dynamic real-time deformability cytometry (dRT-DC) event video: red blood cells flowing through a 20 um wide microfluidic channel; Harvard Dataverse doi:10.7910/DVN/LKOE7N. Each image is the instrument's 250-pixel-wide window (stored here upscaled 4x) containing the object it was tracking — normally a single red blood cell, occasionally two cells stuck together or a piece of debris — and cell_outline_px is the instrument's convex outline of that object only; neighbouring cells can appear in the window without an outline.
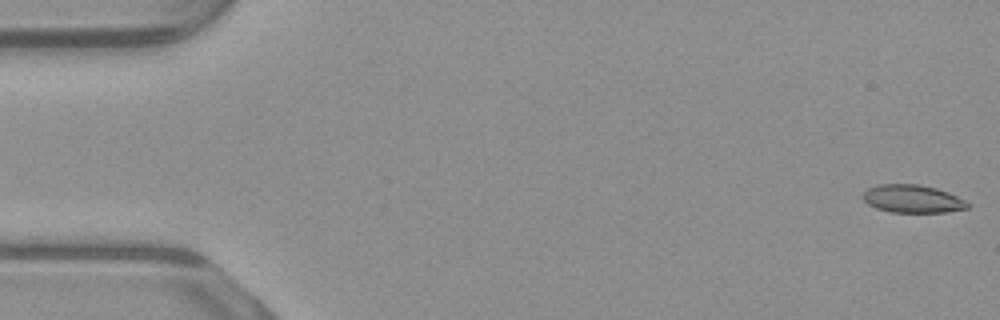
{"species": "common noctule bat (a hibernating species)", "species_latin": "Nyctalus noctula", "temperature_condition": "warm", "stored_images_in_passage": 54, "segment_of_instrument_passage": [1, 2], "camera_frame_rate_fps": 3000, "um_per_image_px": 0.085, "animal": {"sex": "male", "body_mass_g": 23.1, "forearm_length_mm": 52.7}, "frame": {"image": 1, "passage_image": 1, "time_ms": 0.0, "image_size_px": [1000, 320], "cell_outline_px": [[968, 208], [948, 212], [892, 212], [876, 208], [868, 204], [860, 196], [868, 188], [876, 184], [916, 184], [936, 188], [948, 192], [964, 200], [968, 204]], "centroid_in_image_um": [77.52, 16.89], "position_along_channel_um": 7.5, "area_um2": 16.99}}
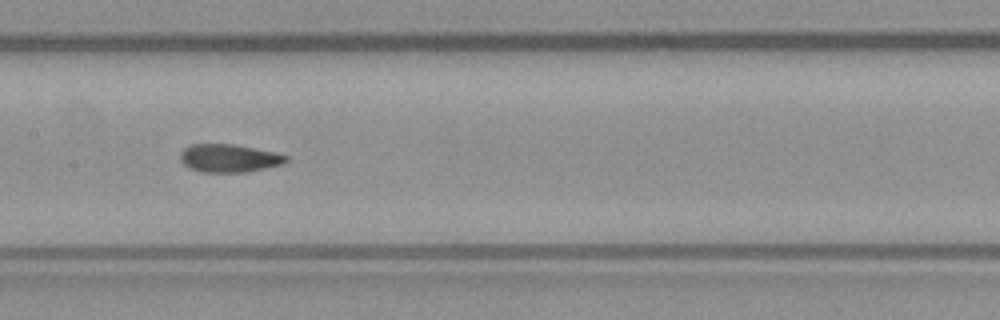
{"frame": {"image": 2, "passage_image": 26, "time_ms": 8.333, "image_size_px": [1000, 320], "cell_outline_px": [[288, 160], [284, 164], [248, 172], [200, 172], [188, 168], [180, 160], [180, 152], [184, 148], [192, 144], [232, 144], [276, 152], [288, 156]], "centroid_in_image_um": [19.47, 13.45], "position_along_channel_um": 187.9, "area_um2": 17.46}}
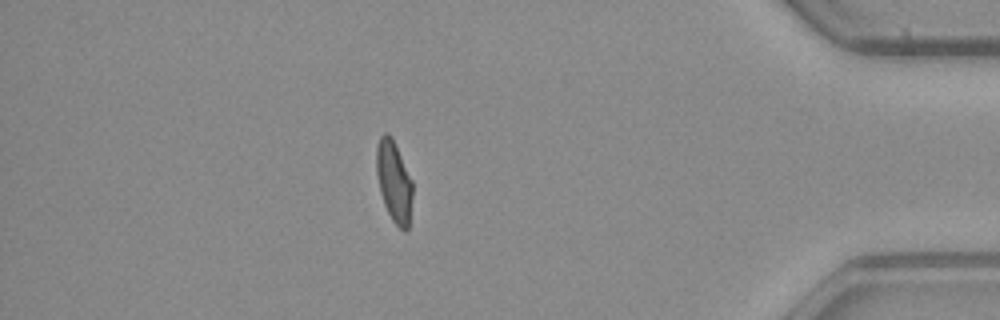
{"frame": {"image": 3, "passage_image": 46, "time_ms": 15.0, "image_size_px": [1000, 320], "cell_outline_px": [[412, 196], [408, 228], [404, 232], [392, 220], [384, 204], [380, 192], [376, 172], [376, 148], [380, 136], [384, 132], [388, 132], [392, 136], [412, 180]], "centroid_in_image_um": [33.47, 15.39], "position_along_channel_um": 401.7, "area_um2": 17.11}}